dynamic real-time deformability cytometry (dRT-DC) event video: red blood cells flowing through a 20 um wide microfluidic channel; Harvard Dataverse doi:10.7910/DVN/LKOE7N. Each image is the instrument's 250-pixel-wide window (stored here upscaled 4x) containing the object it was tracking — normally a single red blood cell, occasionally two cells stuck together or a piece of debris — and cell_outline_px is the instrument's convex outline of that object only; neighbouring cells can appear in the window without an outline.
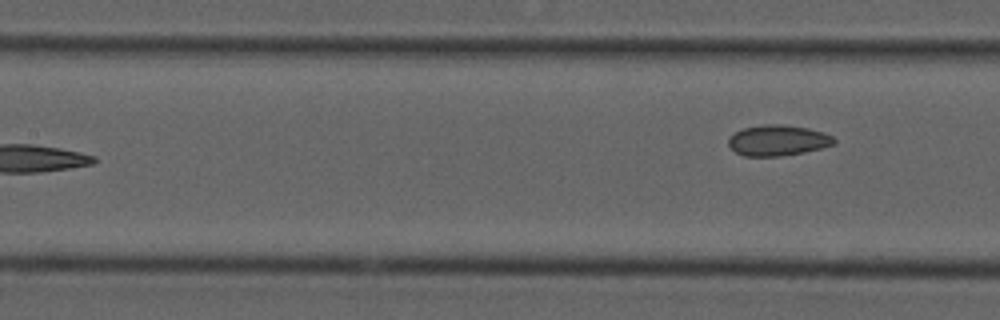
{"species": "common noctule bat (a hibernating species)", "species_latin": "Nyctalus noctula", "temperature_condition": "cold", "stored_images_in_passage": 6, "camera_frame_rate_fps": 3000, "um_per_image_px": 0.085, "animal": {"sex": "male", "forearm_length_mm": 52.5}, "frame": {"image": 1, "passage_image": 6, "time_ms": 1.667, "image_size_px": [1000, 320], "cell_outline_px": [[836, 144], [804, 152], [780, 156], [744, 156], [736, 152], [728, 144], [728, 140], [736, 132], [744, 128], [764, 124], [780, 124], [808, 128], [824, 132], [832, 136], [836, 140]], "centroid_in_image_um": [66.15, 11.93], "position_along_channel_um": 141.3, "area_um2": 18.79}}